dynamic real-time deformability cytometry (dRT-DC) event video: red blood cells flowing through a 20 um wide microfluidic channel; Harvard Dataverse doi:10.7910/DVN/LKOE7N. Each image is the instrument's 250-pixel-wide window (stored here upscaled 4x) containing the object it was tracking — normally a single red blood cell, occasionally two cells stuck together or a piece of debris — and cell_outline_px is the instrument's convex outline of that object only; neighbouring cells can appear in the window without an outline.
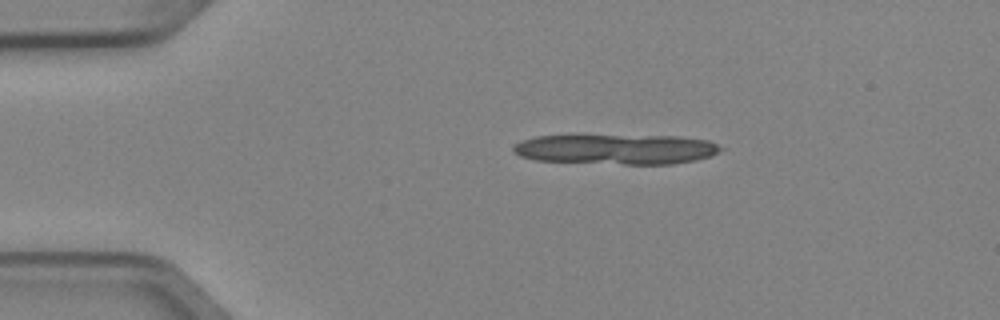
{"species": "Egyptian fruit bat (a non-hibernating species)", "species_latin": "Rousettus aegyptiacus", "temperature_condition": "cold", "stored_images_in_passage": 2, "camera_frame_rate_fps": 3000, "um_per_image_px": 0.085, "animal": {"sex": "female"}, "frame": {"image": 1, "passage_image": 1, "time_ms": 0.0, "image_size_px": [1000, 320], "cell_outline_px": [[724, 148], [712, 156], [696, 160], [672, 164], [624, 164], [536, 160], [520, 156], [512, 152], [512, 148], [520, 140], [536, 136], [580, 132], [680, 136], [708, 140]], "centroid_in_image_um": [52.32, 12.62], "position_along_channel_um": 32.7, "area_um2": 38.32}}